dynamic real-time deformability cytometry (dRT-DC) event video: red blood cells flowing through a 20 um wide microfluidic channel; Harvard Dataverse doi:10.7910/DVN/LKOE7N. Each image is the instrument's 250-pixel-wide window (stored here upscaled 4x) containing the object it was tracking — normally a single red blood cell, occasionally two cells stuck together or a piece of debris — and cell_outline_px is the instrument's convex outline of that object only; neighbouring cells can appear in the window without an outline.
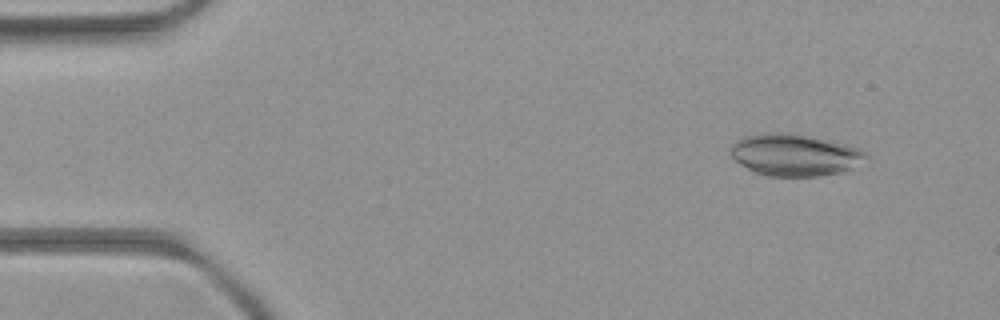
{"species": "common noctule bat (a hibernating species)", "species_latin": "Nyctalus noctula", "temperature_condition": "room temperature", "stored_images_in_passage": 4, "camera_frame_rate_fps": 3000, "um_per_image_px": 0.085, "animal": {"sex": "female", "body_mass_g": 21.9}, "frame": {"image": 1, "passage_image": 2, "time_ms": 1.333, "image_size_px": [1000, 320], "cell_outline_px": [[868, 156], [848, 168], [840, 172], [816, 176], [768, 176], [756, 172], [740, 164], [728, 152], [732, 144], [736, 140], [744, 136], [804, 136], [848, 144], [860, 148]], "centroid_in_image_um": [67.53, 13.22], "position_along_channel_um": 17.5, "area_um2": 31.39}}